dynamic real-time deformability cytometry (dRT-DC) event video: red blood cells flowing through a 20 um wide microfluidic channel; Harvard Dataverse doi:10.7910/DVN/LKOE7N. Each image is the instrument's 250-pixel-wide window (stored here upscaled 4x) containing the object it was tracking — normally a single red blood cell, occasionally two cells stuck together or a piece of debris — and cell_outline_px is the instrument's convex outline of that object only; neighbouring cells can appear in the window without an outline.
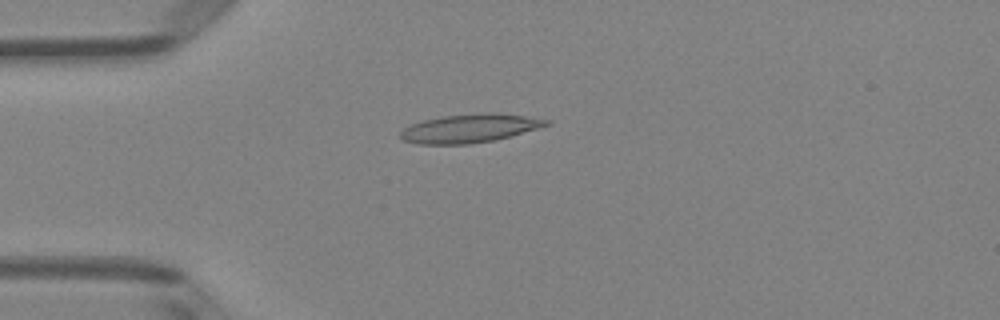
{"species": "Egyptian fruit bat (a non-hibernating species)", "species_latin": "Rousettus aegyptiacus", "temperature_condition": "room temperature", "stored_images_in_passage": 50, "camera_frame_rate_fps": 3000, "um_per_image_px": 0.085, "animal": {"sex": "female"}, "frame": {"image": 1, "passage_image": 13, "time_ms": 4.0, "image_size_px": [1000, 320], "cell_outline_px": [[552, 124], [540, 128], [496, 140], [468, 144], [416, 144], [404, 140], [400, 136], [400, 132], [404, 128], [412, 124], [424, 120], [444, 116], [488, 112], [496, 112], [552, 120]], "centroid_in_image_um": [39.98, 10.91], "position_along_channel_um": 45.0, "area_um2": 24.33}}
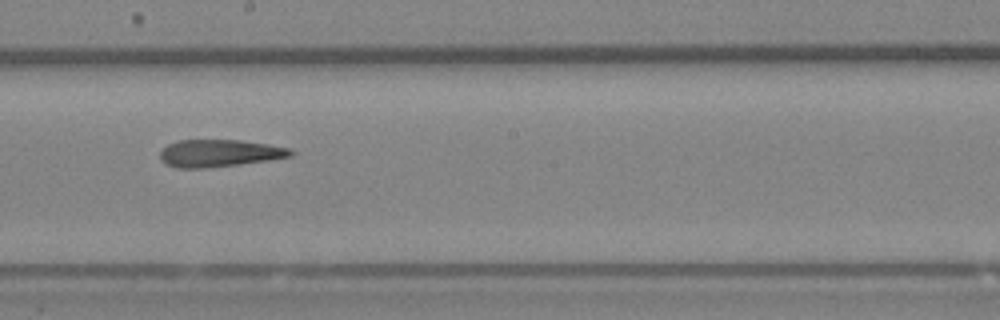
{"frame": {"image": 2, "passage_image": 28, "time_ms": 9.0, "image_size_px": [1000, 320], "cell_outline_px": [[296, 152], [292, 156], [268, 160], [240, 164], [204, 168], [176, 168], [160, 160], [160, 152], [168, 144], [180, 140], [240, 140], [268, 144], [292, 148]], "centroid_in_image_um": [18.68, 13.02], "position_along_channel_um": 229.5, "area_um2": 20.81}}
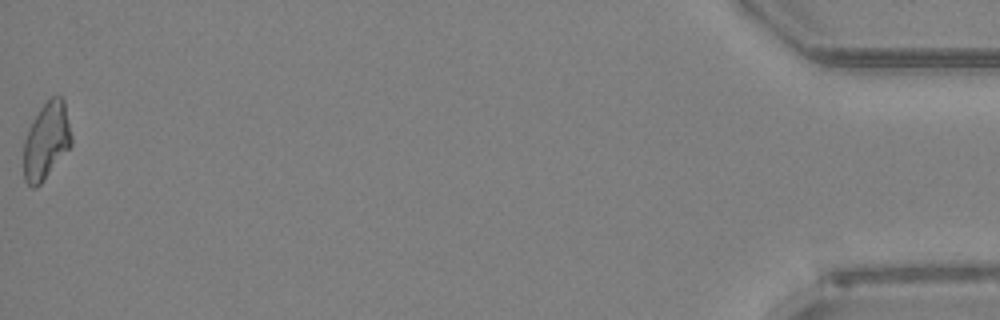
{"frame": {"image": 3, "passage_image": 50, "time_ms": 16.333, "image_size_px": [1000, 320], "cell_outline_px": [[72, 144], [40, 184], [36, 188], [32, 188], [24, 180], [24, 140], [28, 128], [32, 120], [40, 108], [52, 96], [60, 96], [64, 100], [72, 136]], "centroid_in_image_um": [3.93, 11.96], "position_along_channel_um": 431.3, "area_um2": 21.27}}